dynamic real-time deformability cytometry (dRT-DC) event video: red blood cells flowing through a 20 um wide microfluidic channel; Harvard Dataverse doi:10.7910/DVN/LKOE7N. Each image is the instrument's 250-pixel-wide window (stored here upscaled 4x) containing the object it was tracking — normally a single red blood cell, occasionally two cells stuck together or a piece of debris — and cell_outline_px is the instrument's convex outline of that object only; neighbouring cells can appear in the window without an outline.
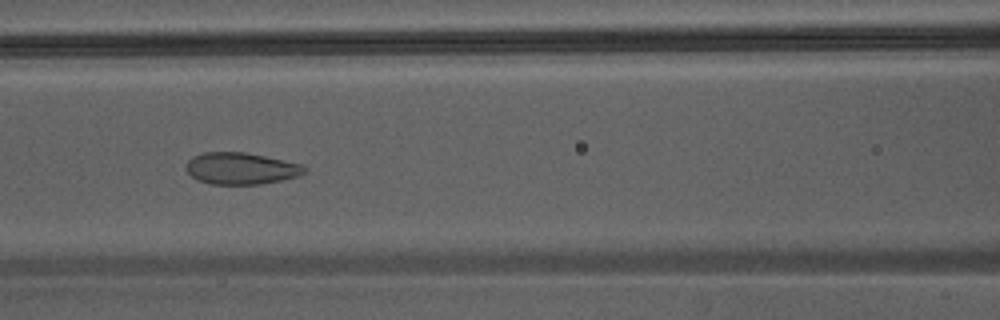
{"species": "Egyptian fruit bat (a non-hibernating species)", "species_latin": "Rousettus aegyptiacus", "temperature_condition": "warm", "stored_images_in_passage": 45, "camera_frame_rate_fps": 3000, "um_per_image_px": 0.085, "animal": {"sex": "male"}, "frame": {"image": 1, "passage_image": 20, "time_ms": 6.333, "image_size_px": [1000, 320], "cell_outline_px": [[308, 168], [304, 172], [296, 176], [280, 180], [260, 184], [212, 184], [196, 180], [188, 172], [188, 160], [192, 156], [204, 152], [244, 152], [264, 156], [300, 164]], "centroid_in_image_um": [20.46, 14.31], "position_along_channel_um": 146.1, "area_um2": 21.56}}
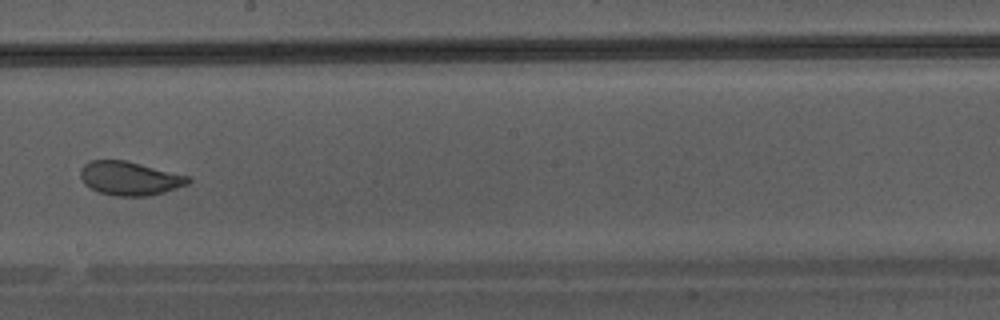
{"frame": {"image": 2, "passage_image": 26, "time_ms": 8.333, "image_size_px": [1000, 320], "cell_outline_px": [[192, 180], [188, 184], [164, 192], [148, 196], [116, 196], [100, 192], [84, 184], [80, 176], [80, 168], [88, 160], [124, 160], [188, 176]], "centroid_in_image_um": [10.99, 15.16], "position_along_channel_um": 237.2, "area_um2": 21.04}}